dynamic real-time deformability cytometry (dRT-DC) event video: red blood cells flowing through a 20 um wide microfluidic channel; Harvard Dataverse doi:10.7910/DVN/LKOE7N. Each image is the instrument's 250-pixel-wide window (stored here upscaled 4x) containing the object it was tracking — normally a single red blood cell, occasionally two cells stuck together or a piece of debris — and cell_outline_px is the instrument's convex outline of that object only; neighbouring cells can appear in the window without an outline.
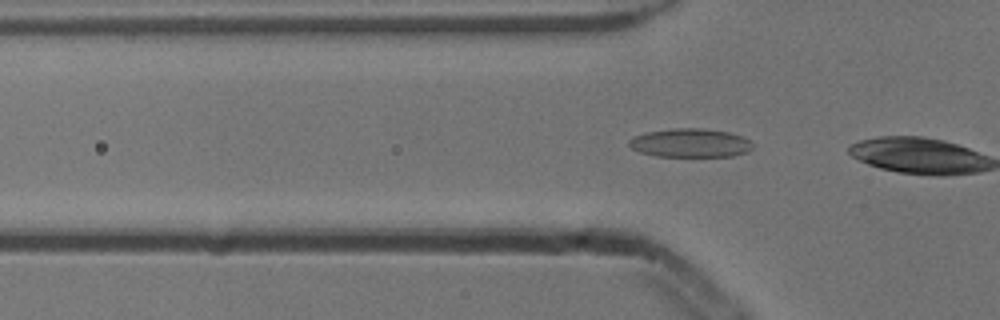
{"species": "common noctule bat (a hibernating species)", "species_latin": "Nyctalus noctula", "temperature_condition": "cold", "stored_images_in_passage": 2, "camera_frame_rate_fps": 3000, "um_per_image_px": 0.085, "animal": {"sex": "male", "body_mass_g": 13.3}, "frame": {"image": 1, "passage_image": 2, "time_ms": 0.333, "image_size_px": [1000, 320], "cell_outline_px": [[752, 148], [748, 152], [732, 156], [656, 156], [640, 152], [632, 148], [628, 144], [628, 140], [636, 136], [648, 132], [676, 128], [700, 128], [728, 132], [740, 136], [748, 140], [752, 144]], "centroid_in_image_um": [58.67, 12.16], "position_along_channel_um": 67.1, "area_um2": 20.4}}